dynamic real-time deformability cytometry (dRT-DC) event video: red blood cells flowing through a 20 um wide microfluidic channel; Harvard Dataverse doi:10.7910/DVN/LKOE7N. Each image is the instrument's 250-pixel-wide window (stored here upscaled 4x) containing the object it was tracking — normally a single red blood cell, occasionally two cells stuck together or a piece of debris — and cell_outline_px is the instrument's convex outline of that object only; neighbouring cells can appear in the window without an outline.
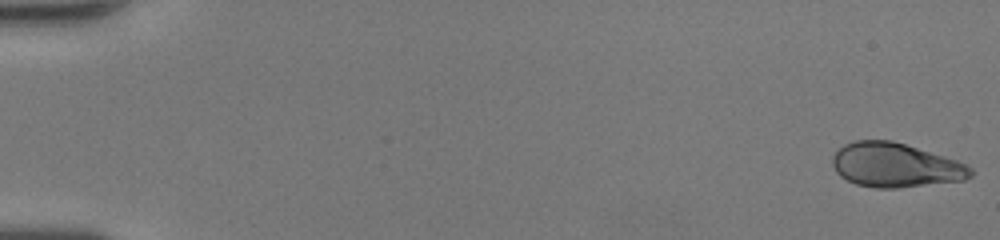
{"species": "human", "species_latin": "Homo sapiens", "temperature_condition": "room temperature", "stored_images_in_passage": 49, "camera_frame_rate_fps": 3000, "um_per_image_px": 0.085, "donor": {"sex": "female"}, "frame": {"image": 1, "passage_image": 1, "time_ms": 0.0, "image_size_px": [1000, 240], "cell_outline_px": [[972, 176], [964, 180], [896, 188], [876, 188], [856, 184], [840, 176], [836, 172], [832, 164], [832, 156], [844, 144], [852, 140], [892, 140], [944, 156], [968, 164], [972, 168]], "centroid_in_image_um": [76.1, 14.03], "position_along_channel_um": 8.9, "area_um2": 35.6}}
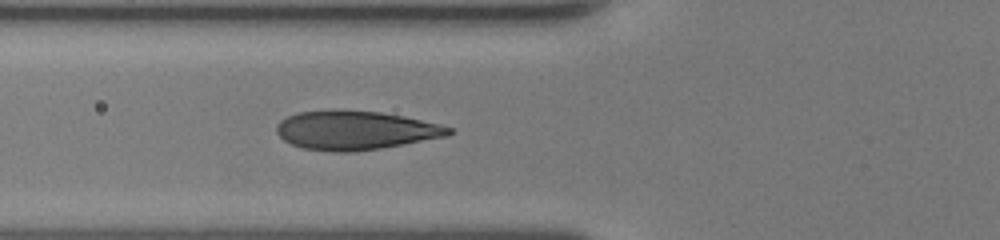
{"frame": {"image": 2, "passage_image": 20, "time_ms": 6.333, "image_size_px": [1000, 240], "cell_outline_px": [[452, 132], [448, 136], [404, 144], [380, 148], [352, 152], [332, 152], [304, 148], [292, 144], [284, 140], [276, 132], [276, 124], [280, 120], [288, 116], [300, 112], [380, 112], [404, 116], [440, 124], [452, 128]], "centroid_in_image_um": [30.23, 11.11], "position_along_channel_um": 95.6, "area_um2": 38.21}}
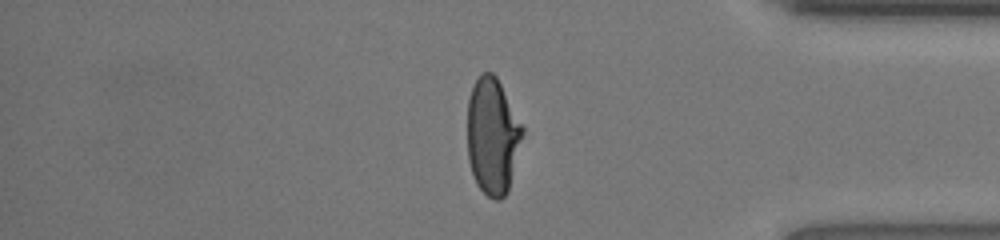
{"frame": {"image": 3, "passage_image": 42, "time_ms": 13.667, "image_size_px": [1000, 240], "cell_outline_px": [[524, 132], [508, 192], [500, 200], [496, 200], [488, 196], [476, 184], [472, 176], [468, 160], [468, 100], [472, 88], [480, 72], [492, 72], [496, 76], [524, 128]], "centroid_in_image_um": [41.86, 11.59], "position_along_channel_um": 393.3, "area_um2": 37.45}}